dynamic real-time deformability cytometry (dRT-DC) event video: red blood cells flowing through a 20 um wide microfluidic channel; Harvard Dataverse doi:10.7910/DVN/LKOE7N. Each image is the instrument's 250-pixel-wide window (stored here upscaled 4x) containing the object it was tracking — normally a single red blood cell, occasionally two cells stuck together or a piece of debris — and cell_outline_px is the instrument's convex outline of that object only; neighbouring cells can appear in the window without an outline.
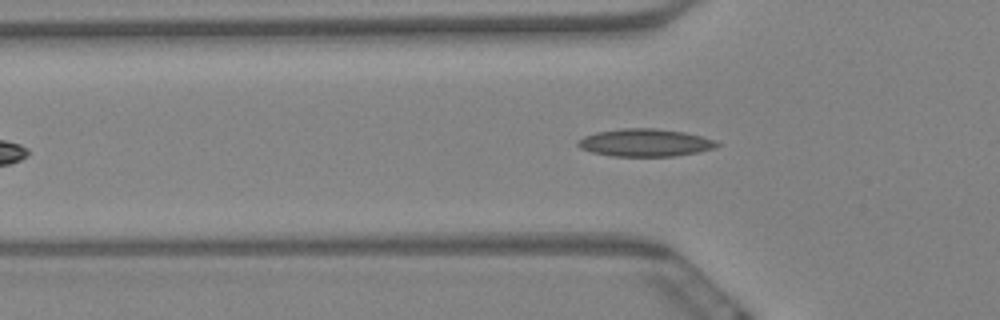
{"species": "Egyptian fruit bat (a non-hibernating species)", "species_latin": "Rousettus aegyptiacus", "temperature_condition": "warm", "stored_images_in_passage": 44, "camera_frame_rate_fps": 3000, "um_per_image_px": 0.085, "animal": {"sex": "female"}, "frame": {"image": 1, "passage_image": 8, "time_ms": 2.333, "image_size_px": [1000, 320], "cell_outline_px": [[720, 144], [716, 148], [696, 152], [672, 156], [612, 156], [592, 152], [580, 148], [576, 144], [584, 136], [596, 132], [620, 128], [656, 128], [684, 132], [716, 140]], "centroid_in_image_um": [54.83, 12.12], "position_along_channel_um": 71.0, "area_um2": 22.31}}
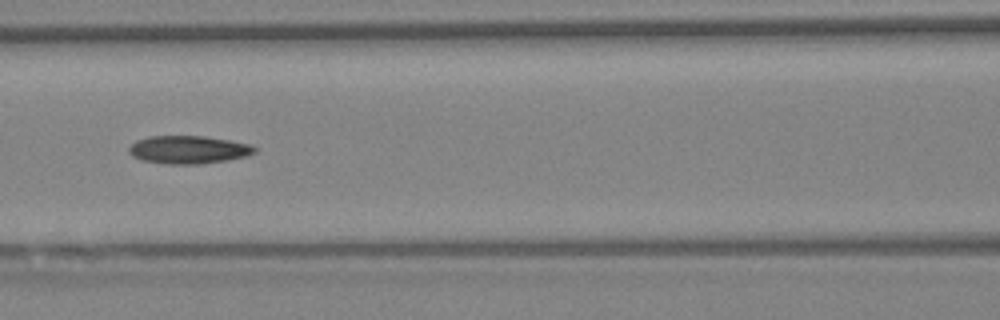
{"frame": {"image": 2, "passage_image": 15, "time_ms": 4.667, "image_size_px": [1000, 320], "cell_outline_px": [[256, 152], [248, 156], [228, 160], [200, 164], [168, 164], [140, 160], [132, 156], [128, 152], [128, 148], [136, 140], [148, 136], [204, 136], [228, 140], [248, 144], [256, 148]], "centroid_in_image_um": [15.99, 12.73], "position_along_channel_um": 150.6, "area_um2": 20.58}}
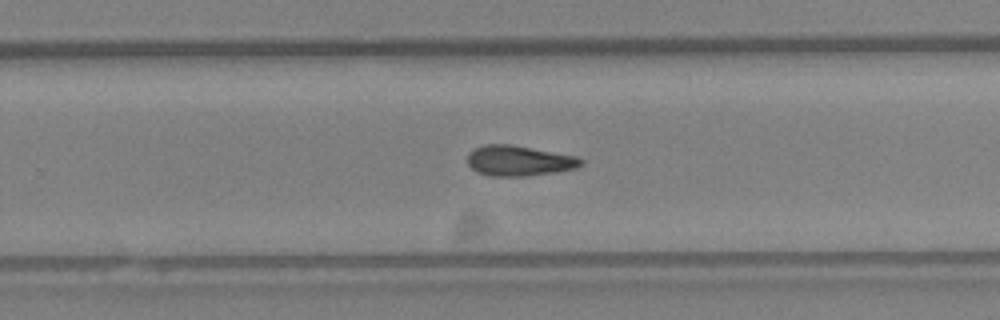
{"frame": {"image": 3, "passage_image": 27, "time_ms": 8.667, "image_size_px": [1000, 320], "cell_outline_px": [[584, 164], [576, 168], [528, 176], [492, 176], [476, 172], [468, 164], [468, 152], [484, 144], [512, 144], [576, 156], [584, 160]], "centroid_in_image_um": [44.11, 13.66], "position_along_channel_um": 285.7, "area_um2": 20.11}}